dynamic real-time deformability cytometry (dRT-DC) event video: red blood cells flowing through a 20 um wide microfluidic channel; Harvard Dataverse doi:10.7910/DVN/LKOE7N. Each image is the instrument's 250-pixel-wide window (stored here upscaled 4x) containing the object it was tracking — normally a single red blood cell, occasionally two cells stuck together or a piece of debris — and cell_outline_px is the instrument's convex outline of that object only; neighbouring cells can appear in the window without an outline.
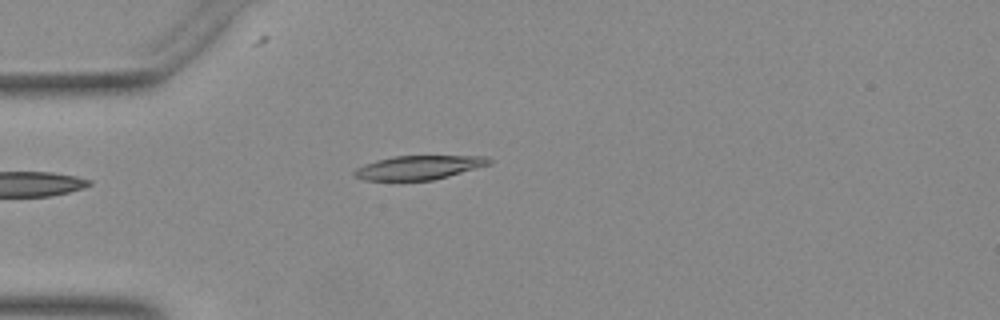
{"species": "Egyptian fruit bat (a non-hibernating species)", "species_latin": "Rousettus aegyptiacus", "temperature_condition": "warm", "stored_images_in_passage": 12, "camera_frame_rate_fps": 3000, "um_per_image_px": 0.085, "animal": {"sex": "female"}, "frame": {"image": 1, "passage_image": 1, "time_ms": 0.0, "image_size_px": [1000, 320], "cell_outline_px": [[492, 164], [448, 176], [432, 180], [364, 180], [356, 176], [352, 172], [356, 168], [364, 164], [376, 160], [392, 156], [488, 156], [492, 160]], "centroid_in_image_um": [35.62, 14.23], "position_along_channel_um": 49.4, "area_um2": 18.79}}
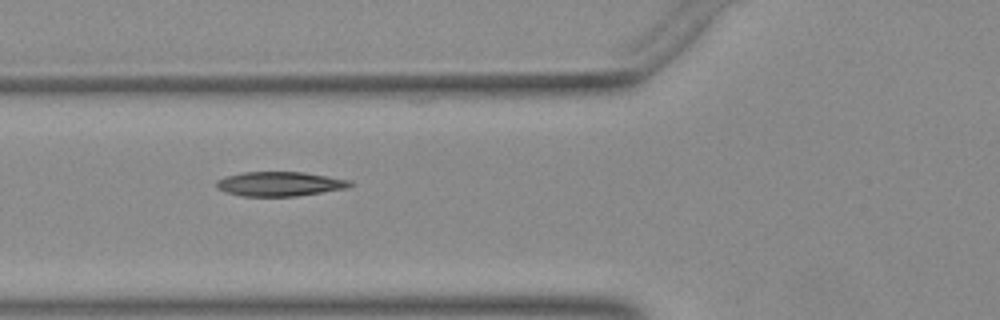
{"frame": {"image": 2, "passage_image": 6, "time_ms": 1.667, "image_size_px": [1000, 320], "cell_outline_px": [[356, 184], [348, 188], [296, 196], [240, 196], [224, 192], [216, 188], [216, 180], [224, 176], [244, 172], [304, 172], [352, 180]], "centroid_in_image_um": [23.78, 15.63], "position_along_channel_um": 102.0, "area_um2": 19.31}}
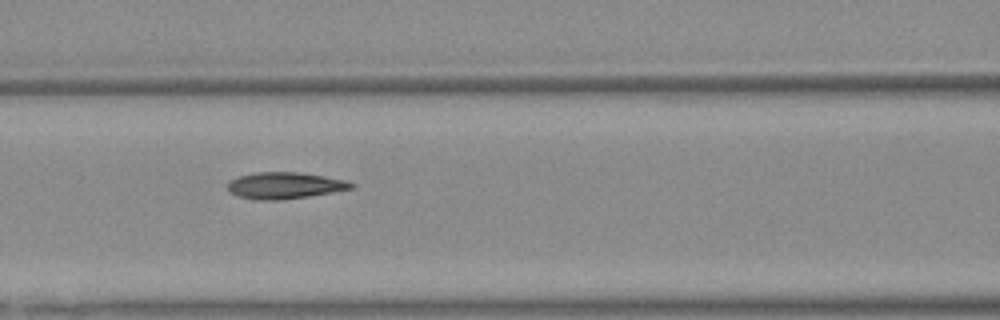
{"frame": {"image": 3, "passage_image": 9, "time_ms": 2.667, "image_size_px": [1000, 320], "cell_outline_px": [[356, 184], [352, 188], [332, 192], [308, 196], [280, 200], [256, 200], [236, 196], [228, 188], [228, 184], [232, 180], [240, 176], [256, 172], [300, 172], [324, 176], [344, 180]], "centroid_in_image_um": [24.2, 15.77], "position_along_channel_um": 142.4, "area_um2": 18.9}}